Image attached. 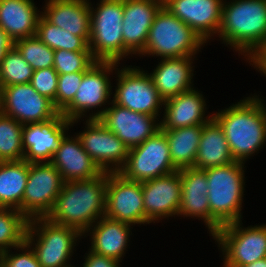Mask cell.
Returning <instances> with one entry per match:
<instances>
[{
    "instance_id": "cell-8",
    "label": "cell",
    "mask_w": 266,
    "mask_h": 267,
    "mask_svg": "<svg viewBox=\"0 0 266 267\" xmlns=\"http://www.w3.org/2000/svg\"><path fill=\"white\" fill-rule=\"evenodd\" d=\"M178 171L171 160L165 134L158 130L152 137L129 149L124 166L118 171L124 178L144 182Z\"/></svg>"
},
{
    "instance_id": "cell-36",
    "label": "cell",
    "mask_w": 266,
    "mask_h": 267,
    "mask_svg": "<svg viewBox=\"0 0 266 267\" xmlns=\"http://www.w3.org/2000/svg\"><path fill=\"white\" fill-rule=\"evenodd\" d=\"M95 59L91 51L55 50L53 68L58 74L85 72Z\"/></svg>"
},
{
    "instance_id": "cell-11",
    "label": "cell",
    "mask_w": 266,
    "mask_h": 267,
    "mask_svg": "<svg viewBox=\"0 0 266 267\" xmlns=\"http://www.w3.org/2000/svg\"><path fill=\"white\" fill-rule=\"evenodd\" d=\"M0 112L23 125L46 122L60 113L53 102L39 94L30 83L1 87Z\"/></svg>"
},
{
    "instance_id": "cell-15",
    "label": "cell",
    "mask_w": 266,
    "mask_h": 267,
    "mask_svg": "<svg viewBox=\"0 0 266 267\" xmlns=\"http://www.w3.org/2000/svg\"><path fill=\"white\" fill-rule=\"evenodd\" d=\"M112 107L102 109L89 119H99L128 149L140 145L160 130L157 117L131 111L112 102Z\"/></svg>"
},
{
    "instance_id": "cell-34",
    "label": "cell",
    "mask_w": 266,
    "mask_h": 267,
    "mask_svg": "<svg viewBox=\"0 0 266 267\" xmlns=\"http://www.w3.org/2000/svg\"><path fill=\"white\" fill-rule=\"evenodd\" d=\"M33 68L13 45L0 64V88L9 85L30 83Z\"/></svg>"
},
{
    "instance_id": "cell-40",
    "label": "cell",
    "mask_w": 266,
    "mask_h": 267,
    "mask_svg": "<svg viewBox=\"0 0 266 267\" xmlns=\"http://www.w3.org/2000/svg\"><path fill=\"white\" fill-rule=\"evenodd\" d=\"M119 262L121 261L99 255L90 250L85 258L83 267H120Z\"/></svg>"
},
{
    "instance_id": "cell-28",
    "label": "cell",
    "mask_w": 266,
    "mask_h": 267,
    "mask_svg": "<svg viewBox=\"0 0 266 267\" xmlns=\"http://www.w3.org/2000/svg\"><path fill=\"white\" fill-rule=\"evenodd\" d=\"M234 161L222 127L212 118L203 125L195 168L205 170Z\"/></svg>"
},
{
    "instance_id": "cell-35",
    "label": "cell",
    "mask_w": 266,
    "mask_h": 267,
    "mask_svg": "<svg viewBox=\"0 0 266 267\" xmlns=\"http://www.w3.org/2000/svg\"><path fill=\"white\" fill-rule=\"evenodd\" d=\"M14 46L33 70L53 67L54 50L36 35L16 40Z\"/></svg>"
},
{
    "instance_id": "cell-30",
    "label": "cell",
    "mask_w": 266,
    "mask_h": 267,
    "mask_svg": "<svg viewBox=\"0 0 266 267\" xmlns=\"http://www.w3.org/2000/svg\"><path fill=\"white\" fill-rule=\"evenodd\" d=\"M29 162H0V207L18 209L22 213V201L27 185Z\"/></svg>"
},
{
    "instance_id": "cell-32",
    "label": "cell",
    "mask_w": 266,
    "mask_h": 267,
    "mask_svg": "<svg viewBox=\"0 0 266 267\" xmlns=\"http://www.w3.org/2000/svg\"><path fill=\"white\" fill-rule=\"evenodd\" d=\"M36 36L54 51H90L89 43L83 37L49 23L43 16L39 19Z\"/></svg>"
},
{
    "instance_id": "cell-9",
    "label": "cell",
    "mask_w": 266,
    "mask_h": 267,
    "mask_svg": "<svg viewBox=\"0 0 266 267\" xmlns=\"http://www.w3.org/2000/svg\"><path fill=\"white\" fill-rule=\"evenodd\" d=\"M240 222L224 225L213 235L225 252L224 267L244 266L266 257V225L243 229Z\"/></svg>"
},
{
    "instance_id": "cell-27",
    "label": "cell",
    "mask_w": 266,
    "mask_h": 267,
    "mask_svg": "<svg viewBox=\"0 0 266 267\" xmlns=\"http://www.w3.org/2000/svg\"><path fill=\"white\" fill-rule=\"evenodd\" d=\"M92 232L91 251L115 259L122 260L125 254L127 243L130 236V224L101 217Z\"/></svg>"
},
{
    "instance_id": "cell-16",
    "label": "cell",
    "mask_w": 266,
    "mask_h": 267,
    "mask_svg": "<svg viewBox=\"0 0 266 267\" xmlns=\"http://www.w3.org/2000/svg\"><path fill=\"white\" fill-rule=\"evenodd\" d=\"M86 123L87 129L77 135L82 147L103 172H118L127 160L128 147L99 119Z\"/></svg>"
},
{
    "instance_id": "cell-2",
    "label": "cell",
    "mask_w": 266,
    "mask_h": 267,
    "mask_svg": "<svg viewBox=\"0 0 266 267\" xmlns=\"http://www.w3.org/2000/svg\"><path fill=\"white\" fill-rule=\"evenodd\" d=\"M218 35L254 62L266 49V0L223 3Z\"/></svg>"
},
{
    "instance_id": "cell-1",
    "label": "cell",
    "mask_w": 266,
    "mask_h": 267,
    "mask_svg": "<svg viewBox=\"0 0 266 267\" xmlns=\"http://www.w3.org/2000/svg\"><path fill=\"white\" fill-rule=\"evenodd\" d=\"M108 172L91 180L64 182L55 205L47 218L59 225L72 227L82 236L95 220L105 216Z\"/></svg>"
},
{
    "instance_id": "cell-4",
    "label": "cell",
    "mask_w": 266,
    "mask_h": 267,
    "mask_svg": "<svg viewBox=\"0 0 266 267\" xmlns=\"http://www.w3.org/2000/svg\"><path fill=\"white\" fill-rule=\"evenodd\" d=\"M244 163L234 161L205 169L212 236L224 225L241 221Z\"/></svg>"
},
{
    "instance_id": "cell-20",
    "label": "cell",
    "mask_w": 266,
    "mask_h": 267,
    "mask_svg": "<svg viewBox=\"0 0 266 267\" xmlns=\"http://www.w3.org/2000/svg\"><path fill=\"white\" fill-rule=\"evenodd\" d=\"M163 0H124L122 36L124 55L141 54Z\"/></svg>"
},
{
    "instance_id": "cell-6",
    "label": "cell",
    "mask_w": 266,
    "mask_h": 267,
    "mask_svg": "<svg viewBox=\"0 0 266 267\" xmlns=\"http://www.w3.org/2000/svg\"><path fill=\"white\" fill-rule=\"evenodd\" d=\"M90 6L89 49L96 61H119L124 56L122 36L124 0H101L95 10Z\"/></svg>"
},
{
    "instance_id": "cell-37",
    "label": "cell",
    "mask_w": 266,
    "mask_h": 267,
    "mask_svg": "<svg viewBox=\"0 0 266 267\" xmlns=\"http://www.w3.org/2000/svg\"><path fill=\"white\" fill-rule=\"evenodd\" d=\"M84 72L58 74L56 109L61 112L74 98Z\"/></svg>"
},
{
    "instance_id": "cell-5",
    "label": "cell",
    "mask_w": 266,
    "mask_h": 267,
    "mask_svg": "<svg viewBox=\"0 0 266 267\" xmlns=\"http://www.w3.org/2000/svg\"><path fill=\"white\" fill-rule=\"evenodd\" d=\"M204 41L197 33L164 6L156 14L148 32L142 55H155L163 58L193 56Z\"/></svg>"
},
{
    "instance_id": "cell-24",
    "label": "cell",
    "mask_w": 266,
    "mask_h": 267,
    "mask_svg": "<svg viewBox=\"0 0 266 267\" xmlns=\"http://www.w3.org/2000/svg\"><path fill=\"white\" fill-rule=\"evenodd\" d=\"M90 3L87 0H49L42 16L51 24L90 41Z\"/></svg>"
},
{
    "instance_id": "cell-33",
    "label": "cell",
    "mask_w": 266,
    "mask_h": 267,
    "mask_svg": "<svg viewBox=\"0 0 266 267\" xmlns=\"http://www.w3.org/2000/svg\"><path fill=\"white\" fill-rule=\"evenodd\" d=\"M22 128L23 124L0 112V162L23 160Z\"/></svg>"
},
{
    "instance_id": "cell-22",
    "label": "cell",
    "mask_w": 266,
    "mask_h": 267,
    "mask_svg": "<svg viewBox=\"0 0 266 267\" xmlns=\"http://www.w3.org/2000/svg\"><path fill=\"white\" fill-rule=\"evenodd\" d=\"M205 103L202 94L193 88L164 100L165 116L163 121H160V129H176L208 123L213 115L204 117Z\"/></svg>"
},
{
    "instance_id": "cell-19",
    "label": "cell",
    "mask_w": 266,
    "mask_h": 267,
    "mask_svg": "<svg viewBox=\"0 0 266 267\" xmlns=\"http://www.w3.org/2000/svg\"><path fill=\"white\" fill-rule=\"evenodd\" d=\"M146 224L178 215L181 202V175L179 171L142 182Z\"/></svg>"
},
{
    "instance_id": "cell-31",
    "label": "cell",
    "mask_w": 266,
    "mask_h": 267,
    "mask_svg": "<svg viewBox=\"0 0 266 267\" xmlns=\"http://www.w3.org/2000/svg\"><path fill=\"white\" fill-rule=\"evenodd\" d=\"M28 225L29 219L18 209L0 207V253L18 250L26 242Z\"/></svg>"
},
{
    "instance_id": "cell-10",
    "label": "cell",
    "mask_w": 266,
    "mask_h": 267,
    "mask_svg": "<svg viewBox=\"0 0 266 267\" xmlns=\"http://www.w3.org/2000/svg\"><path fill=\"white\" fill-rule=\"evenodd\" d=\"M63 184L59 171L50 162L29 163L22 214L29 220L47 217L55 205Z\"/></svg>"
},
{
    "instance_id": "cell-12",
    "label": "cell",
    "mask_w": 266,
    "mask_h": 267,
    "mask_svg": "<svg viewBox=\"0 0 266 267\" xmlns=\"http://www.w3.org/2000/svg\"><path fill=\"white\" fill-rule=\"evenodd\" d=\"M118 82L112 102L131 111L157 117L164 99L149 74L144 71L124 67L118 70Z\"/></svg>"
},
{
    "instance_id": "cell-25",
    "label": "cell",
    "mask_w": 266,
    "mask_h": 267,
    "mask_svg": "<svg viewBox=\"0 0 266 267\" xmlns=\"http://www.w3.org/2000/svg\"><path fill=\"white\" fill-rule=\"evenodd\" d=\"M192 56L163 58L149 74L159 95L167 100L192 89Z\"/></svg>"
},
{
    "instance_id": "cell-3",
    "label": "cell",
    "mask_w": 266,
    "mask_h": 267,
    "mask_svg": "<svg viewBox=\"0 0 266 267\" xmlns=\"http://www.w3.org/2000/svg\"><path fill=\"white\" fill-rule=\"evenodd\" d=\"M222 127L232 157L243 163L266 141V107L262 99L248 97L213 115Z\"/></svg>"
},
{
    "instance_id": "cell-17",
    "label": "cell",
    "mask_w": 266,
    "mask_h": 267,
    "mask_svg": "<svg viewBox=\"0 0 266 267\" xmlns=\"http://www.w3.org/2000/svg\"><path fill=\"white\" fill-rule=\"evenodd\" d=\"M71 122L59 113L46 122L24 124L22 128L23 160L29 163L50 162L66 130H69Z\"/></svg>"
},
{
    "instance_id": "cell-7",
    "label": "cell",
    "mask_w": 266,
    "mask_h": 267,
    "mask_svg": "<svg viewBox=\"0 0 266 267\" xmlns=\"http://www.w3.org/2000/svg\"><path fill=\"white\" fill-rule=\"evenodd\" d=\"M34 235L37 243L32 250L42 267H72L66 262L71 259L77 238L82 235L78 230L56 224L47 217H37L29 220L26 234Z\"/></svg>"
},
{
    "instance_id": "cell-14",
    "label": "cell",
    "mask_w": 266,
    "mask_h": 267,
    "mask_svg": "<svg viewBox=\"0 0 266 267\" xmlns=\"http://www.w3.org/2000/svg\"><path fill=\"white\" fill-rule=\"evenodd\" d=\"M105 217L130 225L146 223L142 182L128 180L118 172H108Z\"/></svg>"
},
{
    "instance_id": "cell-23",
    "label": "cell",
    "mask_w": 266,
    "mask_h": 267,
    "mask_svg": "<svg viewBox=\"0 0 266 267\" xmlns=\"http://www.w3.org/2000/svg\"><path fill=\"white\" fill-rule=\"evenodd\" d=\"M181 175V202L178 215L203 218L211 233L206 172L195 167L178 170Z\"/></svg>"
},
{
    "instance_id": "cell-39",
    "label": "cell",
    "mask_w": 266,
    "mask_h": 267,
    "mask_svg": "<svg viewBox=\"0 0 266 267\" xmlns=\"http://www.w3.org/2000/svg\"><path fill=\"white\" fill-rule=\"evenodd\" d=\"M34 237L26 236V242L18 247L22 250V254H9L8 251L0 253V267H42L34 251L31 250L32 243H35Z\"/></svg>"
},
{
    "instance_id": "cell-13",
    "label": "cell",
    "mask_w": 266,
    "mask_h": 267,
    "mask_svg": "<svg viewBox=\"0 0 266 267\" xmlns=\"http://www.w3.org/2000/svg\"><path fill=\"white\" fill-rule=\"evenodd\" d=\"M118 63L114 61H95L85 72L73 100L60 112L74 124L87 109L104 105L109 99L111 82L109 76ZM109 72V73H108ZM105 102V103H104Z\"/></svg>"
},
{
    "instance_id": "cell-26",
    "label": "cell",
    "mask_w": 266,
    "mask_h": 267,
    "mask_svg": "<svg viewBox=\"0 0 266 267\" xmlns=\"http://www.w3.org/2000/svg\"><path fill=\"white\" fill-rule=\"evenodd\" d=\"M32 0H0V27L13 40L36 35L40 15Z\"/></svg>"
},
{
    "instance_id": "cell-21",
    "label": "cell",
    "mask_w": 266,
    "mask_h": 267,
    "mask_svg": "<svg viewBox=\"0 0 266 267\" xmlns=\"http://www.w3.org/2000/svg\"><path fill=\"white\" fill-rule=\"evenodd\" d=\"M70 138L64 135L50 161L63 181L91 180L101 175L103 171L84 150L79 138Z\"/></svg>"
},
{
    "instance_id": "cell-42",
    "label": "cell",
    "mask_w": 266,
    "mask_h": 267,
    "mask_svg": "<svg viewBox=\"0 0 266 267\" xmlns=\"http://www.w3.org/2000/svg\"><path fill=\"white\" fill-rule=\"evenodd\" d=\"M239 267H266V257L260 260H256L253 263H250L248 265L239 266Z\"/></svg>"
},
{
    "instance_id": "cell-38",
    "label": "cell",
    "mask_w": 266,
    "mask_h": 267,
    "mask_svg": "<svg viewBox=\"0 0 266 267\" xmlns=\"http://www.w3.org/2000/svg\"><path fill=\"white\" fill-rule=\"evenodd\" d=\"M58 73L53 67L34 70L31 86L41 95L51 100L56 108Z\"/></svg>"
},
{
    "instance_id": "cell-29",
    "label": "cell",
    "mask_w": 266,
    "mask_h": 267,
    "mask_svg": "<svg viewBox=\"0 0 266 267\" xmlns=\"http://www.w3.org/2000/svg\"><path fill=\"white\" fill-rule=\"evenodd\" d=\"M160 130L167 138L174 167L177 170L195 167L203 125Z\"/></svg>"
},
{
    "instance_id": "cell-18",
    "label": "cell",
    "mask_w": 266,
    "mask_h": 267,
    "mask_svg": "<svg viewBox=\"0 0 266 267\" xmlns=\"http://www.w3.org/2000/svg\"><path fill=\"white\" fill-rule=\"evenodd\" d=\"M223 0H163V6L206 43L219 32Z\"/></svg>"
},
{
    "instance_id": "cell-41",
    "label": "cell",
    "mask_w": 266,
    "mask_h": 267,
    "mask_svg": "<svg viewBox=\"0 0 266 267\" xmlns=\"http://www.w3.org/2000/svg\"><path fill=\"white\" fill-rule=\"evenodd\" d=\"M14 45V41L8 34L0 27V64L2 59L6 56L7 51Z\"/></svg>"
}]
</instances>
